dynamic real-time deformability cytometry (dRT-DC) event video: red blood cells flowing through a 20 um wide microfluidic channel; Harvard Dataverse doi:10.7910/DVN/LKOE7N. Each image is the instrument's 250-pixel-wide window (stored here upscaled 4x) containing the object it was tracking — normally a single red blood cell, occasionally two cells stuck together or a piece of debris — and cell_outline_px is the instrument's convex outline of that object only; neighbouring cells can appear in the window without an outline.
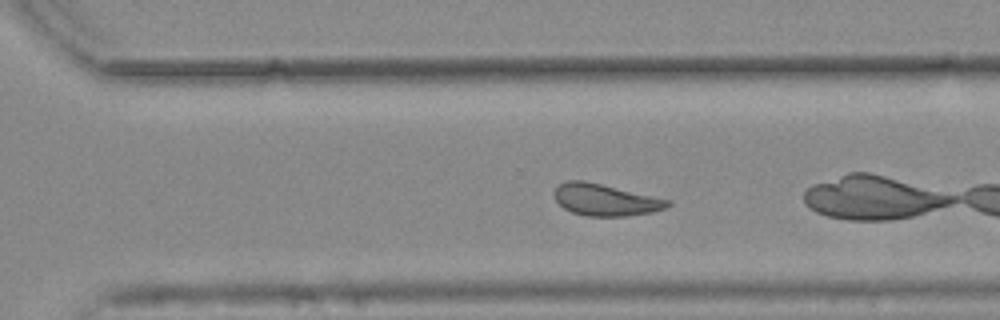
{"species": "common noctule bat (a hibernating species)", "species_latin": "Nyctalus noctula", "temperature_condition": "warm", "stored_images_in_passage": 30, "camera_frame_rate_fps": 3000, "um_per_image_px": 0.085, "animal": {"sex": "female", "body_mass_g": 25.1}, "frame": {"image": 1, "passage_image": 22, "time_ms": 7.0, "image_size_px": [1000, 320], "cell_outline_px": [[672, 204], [664, 208], [652, 212], [624, 216], [588, 216], [572, 212], [564, 208], [556, 200], [552, 192], [560, 184], [568, 180], [584, 180], [672, 200]], "centroid_in_image_um": [51.46, 16.98], "position_along_channel_um": 319.1, "area_um2": 20.92}, "authors_computed_cell_mechanics": {"area_um2": 21.2704, "velocity_mm_per_s": 3.7774, "shape_relaxation_time_tau1_ms": 8.1117, "shape_relaxation_time_tau2_ms": 1.4492, "deformation_change_tau1": 0.1488, "deformation_change_tau2": 0.0667}}